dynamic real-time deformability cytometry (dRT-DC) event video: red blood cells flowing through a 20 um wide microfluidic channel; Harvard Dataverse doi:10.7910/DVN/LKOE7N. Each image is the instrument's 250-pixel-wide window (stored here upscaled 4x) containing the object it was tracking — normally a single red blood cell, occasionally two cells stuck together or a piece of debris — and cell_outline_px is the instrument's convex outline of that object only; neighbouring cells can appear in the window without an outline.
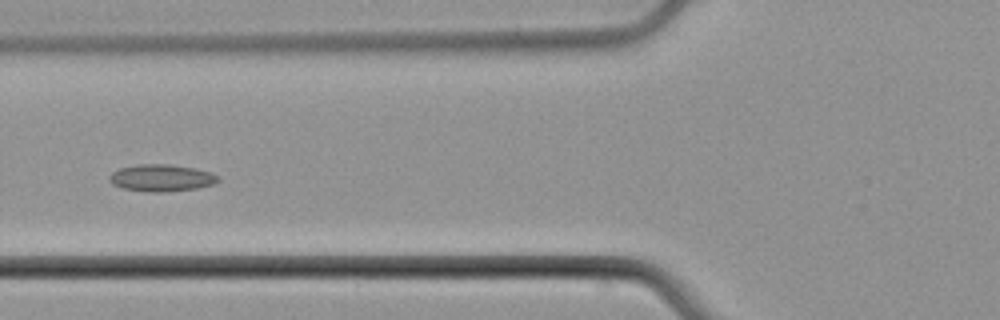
{"species": "common noctule bat (a hibernating species)", "species_latin": "Nyctalus noctula", "temperature_condition": "cold", "stored_images_in_passage": 7, "camera_frame_rate_fps": 3000, "um_per_image_px": 0.085, "animal": {"sex": "male", "body_mass_g": 21.5, "forearm_length_mm": 52.0}, "frame": {"image": 1, "passage_image": 5, "time_ms": 5.0, "image_size_px": [1000, 320], "cell_outline_px": [[220, 180], [216, 184], [196, 188], [164, 192], [148, 192], [124, 188], [112, 184], [108, 180], [108, 176], [112, 172], [120, 168], [136, 164], [168, 164], [196, 168], [220, 176]], "centroid_in_image_um": [13.73, 15.12], "position_along_channel_um": 112.1, "area_um2": 17.22}}
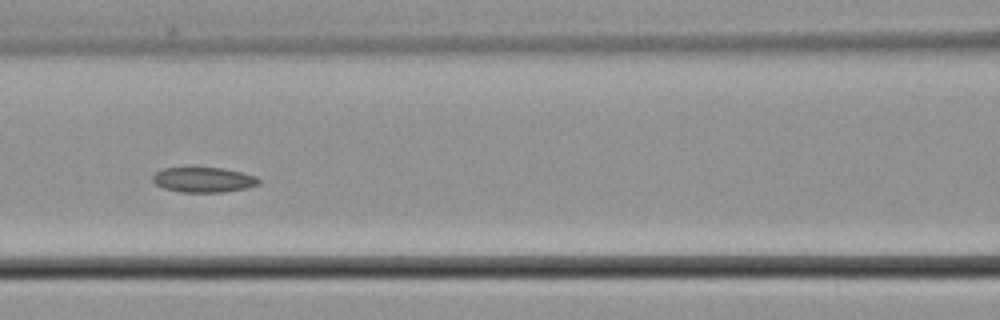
{"frame": {"image": 2, "passage_image": 6, "time_ms": 6.0, "image_size_px": [1000, 320], "cell_outline_px": [[260, 184], [248, 188], [224, 192], [180, 192], [164, 188], [156, 184], [152, 180], [152, 176], [156, 172], [164, 168], [224, 168], [256, 176], [260, 180]], "centroid_in_image_um": [17.32, 15.29], "position_along_channel_um": 149.3, "area_um2": 15.49}}
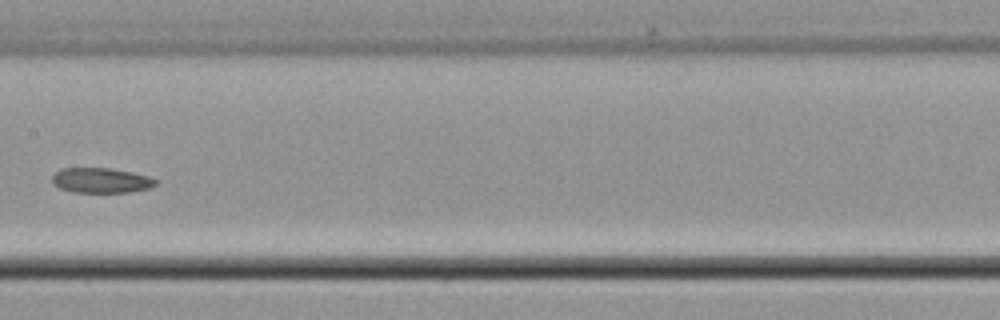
{"frame": {"image": 3, "passage_image": 7, "time_ms": 7.333, "image_size_px": [1000, 320], "cell_outline_px": [[156, 184], [152, 188], [128, 192], [72, 192], [60, 188], [52, 184], [52, 176], [60, 168], [112, 168], [132, 172], [148, 176], [156, 180]], "centroid_in_image_um": [8.58, 15.33], "position_along_channel_um": 198.8, "area_um2": 15.2}}